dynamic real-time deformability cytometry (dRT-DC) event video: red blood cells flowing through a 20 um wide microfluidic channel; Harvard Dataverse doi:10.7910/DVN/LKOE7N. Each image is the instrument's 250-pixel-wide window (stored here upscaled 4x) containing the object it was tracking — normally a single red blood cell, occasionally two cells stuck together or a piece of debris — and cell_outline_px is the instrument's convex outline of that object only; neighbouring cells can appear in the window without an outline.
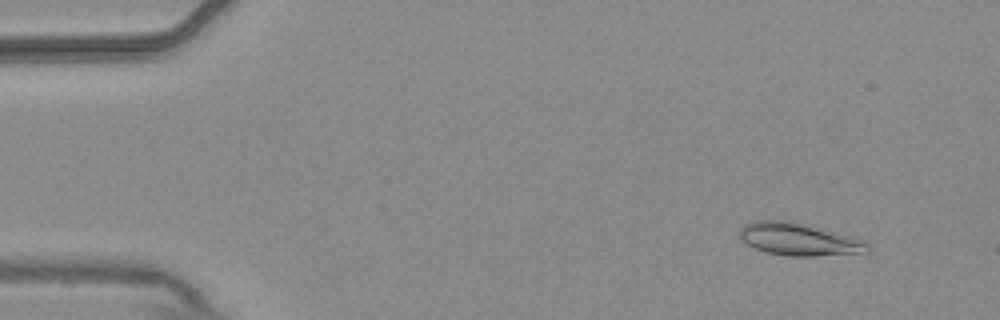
{"species": "common noctule bat (a hibernating species)", "species_latin": "Nyctalus noctula", "temperature_condition": "warm", "stored_images_in_passage": 5, "camera_frame_rate_fps": 3000, "um_per_image_px": 0.085, "animal": {"sex": "male", "body_mass_g": 20.4}, "frame": {"image": 1, "passage_image": 2, "time_ms": 0.333, "image_size_px": [1000, 320], "cell_outline_px": [[868, 252], [816, 256], [788, 256], [768, 252], [756, 248], [740, 240], [740, 228], [744, 224], [756, 220], [788, 220], [852, 236], [868, 244]], "centroid_in_image_um": [67.86, 20.33], "position_along_channel_um": 17.1, "area_um2": 23.99}}